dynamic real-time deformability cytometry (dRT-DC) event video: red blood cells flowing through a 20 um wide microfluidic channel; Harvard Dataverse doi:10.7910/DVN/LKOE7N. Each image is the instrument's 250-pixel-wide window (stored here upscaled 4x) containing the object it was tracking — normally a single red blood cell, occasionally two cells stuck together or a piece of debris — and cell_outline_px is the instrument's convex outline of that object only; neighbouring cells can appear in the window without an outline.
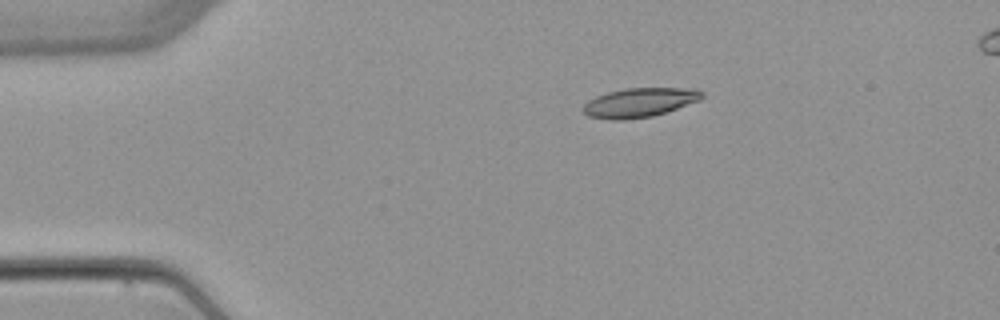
{"species": "common noctule bat (a hibernating species)", "species_latin": "Nyctalus noctula", "temperature_condition": "warm", "stored_images_in_passage": 3, "camera_frame_rate_fps": 3000, "um_per_image_px": 0.085, "animal": {"sex": "female", "body_mass_g": 22.7, "forearm_length_mm": 54.2}, "frame": {"image": 1, "passage_image": 1, "time_ms": 0.0, "image_size_px": [1000, 320], "cell_outline_px": [[704, 96], [700, 100], [652, 116], [624, 120], [608, 120], [588, 116], [584, 112], [584, 104], [588, 100], [596, 96], [608, 92], [624, 88], [696, 88], [704, 92]], "centroid_in_image_um": [54.36, 8.71], "position_along_channel_um": 30.6, "area_um2": 20.23}}